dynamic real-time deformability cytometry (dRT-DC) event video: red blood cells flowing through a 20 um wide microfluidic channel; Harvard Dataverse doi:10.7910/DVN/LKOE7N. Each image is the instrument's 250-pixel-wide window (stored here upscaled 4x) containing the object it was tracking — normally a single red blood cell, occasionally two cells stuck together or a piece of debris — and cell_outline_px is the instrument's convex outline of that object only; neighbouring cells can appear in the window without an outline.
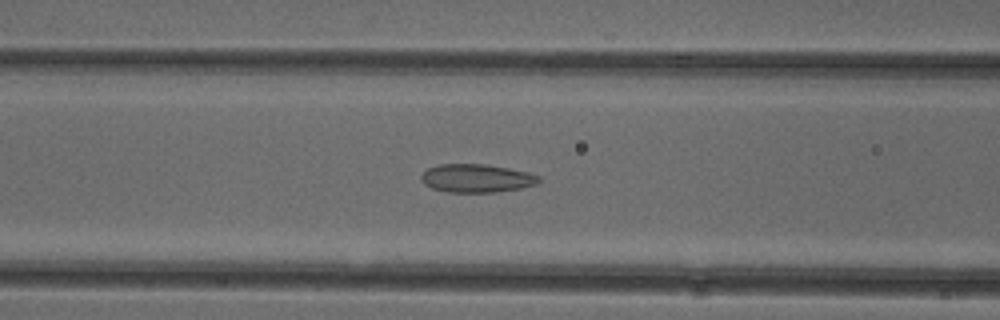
{"species": "common noctule bat (a hibernating species)", "species_latin": "Nyctalus noctula", "temperature_condition": "cold", "stored_images_in_passage": 52, "camera_frame_rate_fps": 3000, "um_per_image_px": 0.085, "animal": {"sex": "female"}, "frame": {"image": 1, "passage_image": 21, "time_ms": 6.667, "image_size_px": [1000, 320], "cell_outline_px": [[540, 180], [536, 184], [524, 188], [496, 192], [448, 192], [432, 188], [424, 184], [420, 180], [420, 176], [428, 168], [440, 164], [484, 164], [508, 168], [528, 172], [540, 176]], "centroid_in_image_um": [40.51, 15.15], "position_along_channel_um": 126.1, "area_um2": 19.48}}
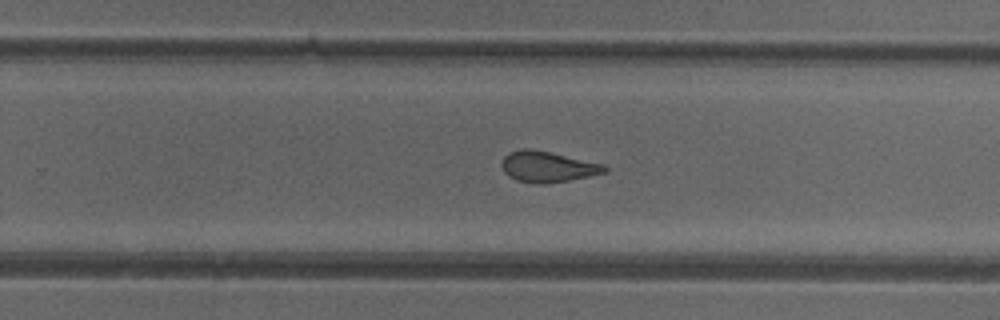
{"frame": {"image": 2, "passage_image": 33, "time_ms": 10.667, "image_size_px": [1000, 320], "cell_outline_px": [[608, 172], [548, 184], [536, 184], [516, 180], [508, 176], [504, 172], [500, 164], [504, 156], [508, 152], [524, 148], [528, 148], [548, 152], [604, 164], [608, 168]], "centroid_in_image_um": [46.51, 14.18], "position_along_channel_um": 283.3, "area_um2": 18.5}}
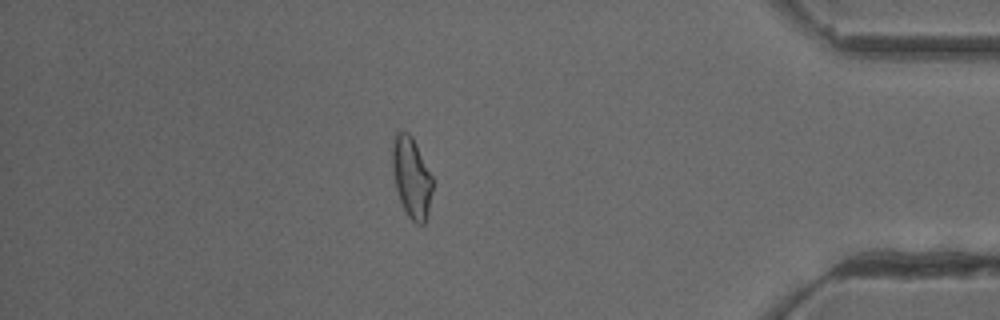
{"frame": {"image": 3, "passage_image": 45, "time_ms": 14.667, "image_size_px": [1000, 320], "cell_outline_px": [[432, 192], [428, 212], [424, 224], [416, 224], [408, 216], [400, 200], [396, 188], [392, 168], [392, 140], [396, 132], [408, 132], [412, 136], [432, 176]], "centroid_in_image_um": [34.97, 15.06], "position_along_channel_um": 400.2, "area_um2": 18.79}, "authors_computed_cell_mechanics": {"area_um2": 19.4786, "velocity_mm_per_s": 3.9292, "shape_relaxation_time_tau1_ms": null, "shape_relaxation_time_tau2_ms": 2.2682, "deformation_change_tau1": null, "deformation_change_tau2": 0.1005}}